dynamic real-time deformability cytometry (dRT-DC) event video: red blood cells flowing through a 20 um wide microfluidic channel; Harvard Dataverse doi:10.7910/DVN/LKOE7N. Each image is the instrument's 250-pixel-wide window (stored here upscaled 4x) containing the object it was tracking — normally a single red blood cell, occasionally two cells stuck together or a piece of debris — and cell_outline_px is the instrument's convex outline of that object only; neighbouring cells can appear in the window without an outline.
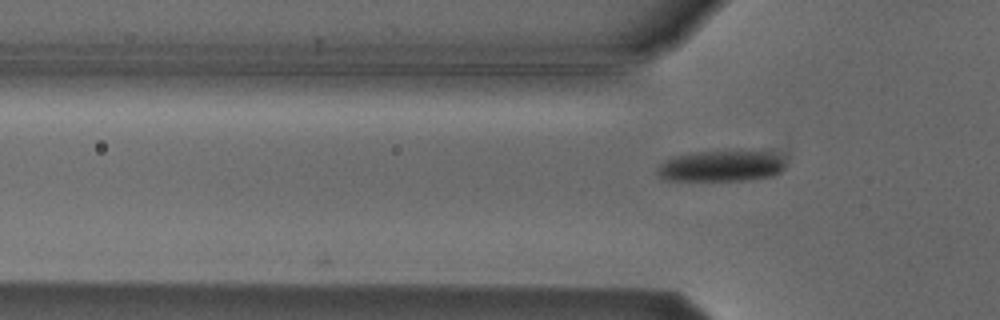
{"species": "Egyptian fruit bat (a non-hibernating species)", "species_latin": "Rousettus aegyptiacus", "temperature_condition": "cold", "stored_images_in_passage": 2, "camera_frame_rate_fps": 3000, "um_per_image_px": 0.085, "animal": {"sex": "male"}, "frame": {"image": 1, "passage_image": 2, "time_ms": 1.0, "image_size_px": [1000, 320], "cell_outline_px": [[784, 168], [780, 172], [772, 176], [744, 180], [664, 180], [656, 176], [656, 168], [664, 160], [672, 156], [700, 152], [764, 152], [780, 156], [784, 160]], "centroid_in_image_um": [61.22, 14.13], "position_along_channel_um": 64.6, "area_um2": 22.89}}